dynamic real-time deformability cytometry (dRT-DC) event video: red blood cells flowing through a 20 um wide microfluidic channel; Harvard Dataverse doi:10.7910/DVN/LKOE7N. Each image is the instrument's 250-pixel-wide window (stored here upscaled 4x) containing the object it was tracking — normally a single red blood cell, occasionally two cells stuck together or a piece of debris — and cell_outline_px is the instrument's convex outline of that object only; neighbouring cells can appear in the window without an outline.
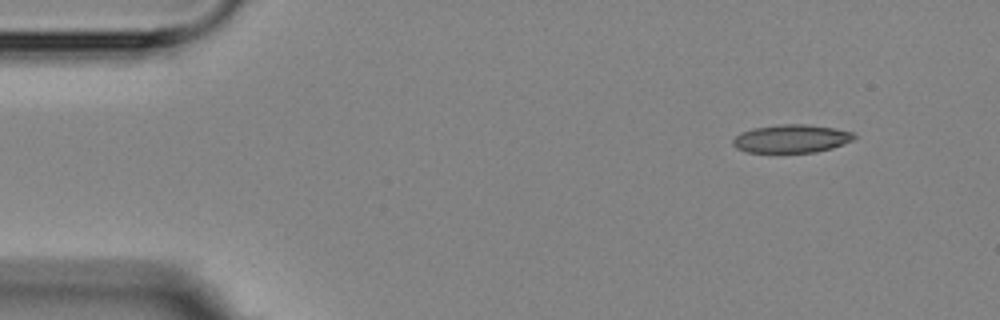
{"species": "Egyptian fruit bat (a non-hibernating species)", "species_latin": "Rousettus aegyptiacus", "temperature_condition": "room temperature", "stored_images_in_passage": 4, "camera_frame_rate_fps": 3000, "um_per_image_px": 0.085, "animal": {"sex": "female"}, "frame": {"image": 1, "passage_image": 1, "time_ms": 0.0, "image_size_px": [1000, 320], "cell_outline_px": [[856, 136], [852, 140], [832, 148], [816, 152], [748, 152], [736, 148], [732, 144], [732, 140], [740, 132], [752, 128], [776, 124], [808, 124], [836, 128], [852, 132]], "centroid_in_image_um": [67.24, 11.77], "position_along_channel_um": 17.8, "area_um2": 20.0}}